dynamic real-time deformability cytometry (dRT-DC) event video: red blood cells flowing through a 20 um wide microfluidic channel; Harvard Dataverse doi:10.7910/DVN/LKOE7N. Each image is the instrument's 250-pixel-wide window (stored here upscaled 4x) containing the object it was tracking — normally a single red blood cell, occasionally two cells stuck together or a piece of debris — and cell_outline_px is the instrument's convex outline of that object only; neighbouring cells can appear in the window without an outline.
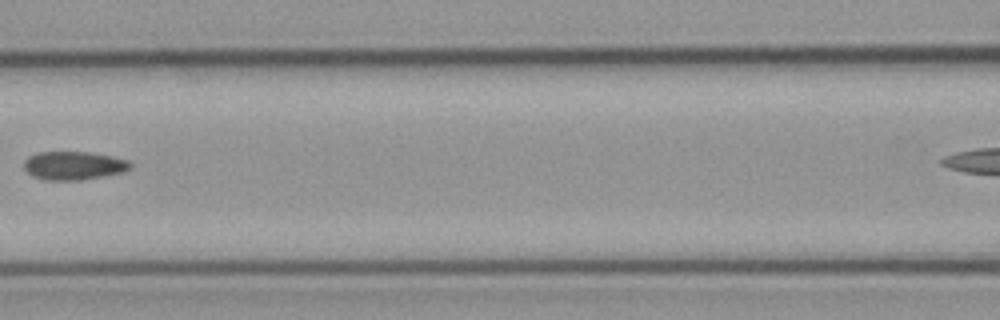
{"species": "common noctule bat (a hibernating species)", "species_latin": "Nyctalus noctula", "temperature_condition": "cold", "stored_images_in_passage": 5, "segment_of_instrument_passage": [1, 2], "camera_frame_rate_fps": 3000, "um_per_image_px": 0.085, "animal": {"sex": "male", "body_mass_g": 23.1, "forearm_length_mm": 52.7}, "frame": {"image": 1, "passage_image": 4, "time_ms": 3.667, "image_size_px": [1000, 320], "cell_outline_px": [[132, 168], [124, 172], [80, 180], [48, 180], [32, 176], [24, 168], [24, 160], [28, 156], [36, 152], [88, 152], [112, 156], [128, 160], [132, 164]], "centroid_in_image_um": [6.27, 14.07], "position_along_channel_um": 160.3, "area_um2": 17.69}}